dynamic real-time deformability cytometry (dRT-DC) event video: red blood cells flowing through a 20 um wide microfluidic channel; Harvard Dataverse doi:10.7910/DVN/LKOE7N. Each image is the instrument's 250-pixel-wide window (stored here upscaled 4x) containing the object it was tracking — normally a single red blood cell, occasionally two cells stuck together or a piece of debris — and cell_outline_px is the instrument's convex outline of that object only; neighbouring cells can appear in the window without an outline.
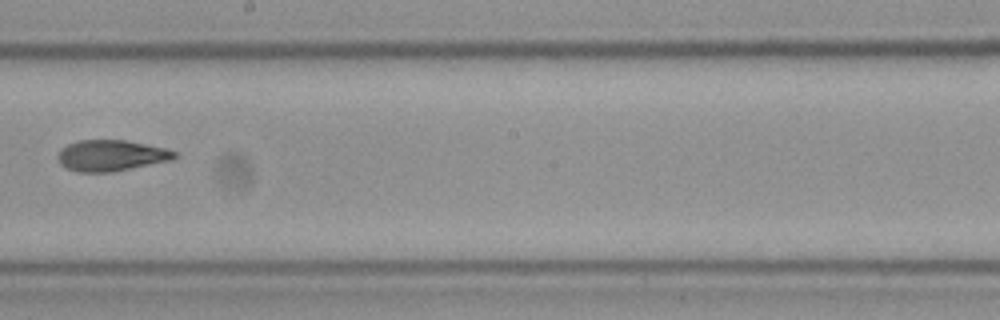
{"species": "Egyptian fruit bat (a non-hibernating species)", "species_latin": "Rousettus aegyptiacus", "temperature_condition": "cold", "stored_images_in_passage": 9, "camera_frame_rate_fps": 3000, "um_per_image_px": 0.085, "frame": {"image": 1, "passage_image": 9, "time_ms": 2.667, "image_size_px": [1000, 320], "cell_outline_px": [[176, 156], [172, 160], [112, 172], [76, 172], [64, 168], [60, 164], [56, 156], [60, 148], [76, 140], [124, 140], [164, 148], [176, 152]], "centroid_in_image_um": [9.37, 13.23], "position_along_channel_um": 238.8, "area_um2": 21.21}}